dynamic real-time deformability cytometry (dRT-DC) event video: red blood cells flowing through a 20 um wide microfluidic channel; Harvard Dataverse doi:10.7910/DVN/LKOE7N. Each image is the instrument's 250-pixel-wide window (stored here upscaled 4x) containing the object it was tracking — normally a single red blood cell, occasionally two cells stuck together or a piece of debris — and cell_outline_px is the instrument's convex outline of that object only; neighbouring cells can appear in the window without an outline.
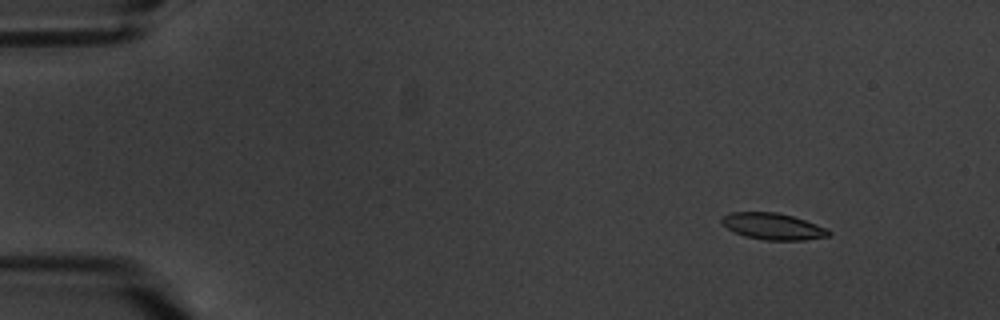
{"species": "common noctule bat (a hibernating species)", "species_latin": "Nyctalus noctula", "temperature_condition": "warm", "stored_images_in_passage": 14, "camera_frame_rate_fps": 3000, "um_per_image_px": 0.085, "animal": {"sex": "male", "body_mass_g": 20.1, "forearm_length_mm": 53.5}, "frame": {"image": 1, "passage_image": 1, "time_ms": 0.0, "image_size_px": [1000, 320], "cell_outline_px": [[832, 232], [828, 236], [804, 240], [764, 240], [744, 236], [728, 228], [720, 220], [720, 216], [732, 212], [776, 212], [792, 216], [828, 228]], "centroid_in_image_um": [65.7, 19.24], "position_along_channel_um": 19.3, "area_um2": 16.47}}
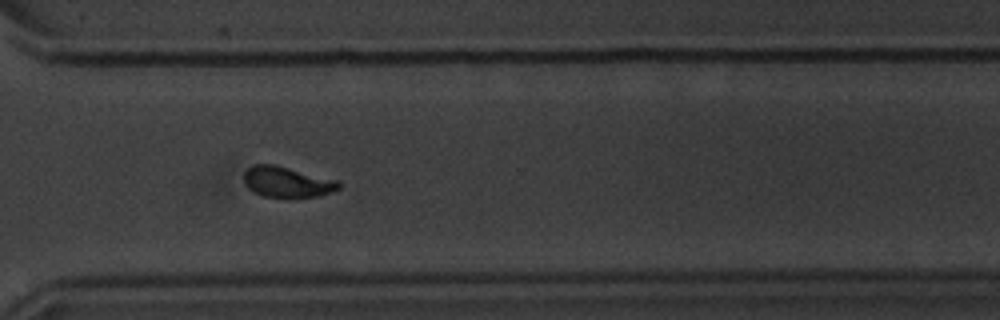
{"frame": {"image": 2, "passage_image": 11, "time_ms": 12.667, "image_size_px": [1000, 320], "cell_outline_px": [[340, 188], [332, 192], [320, 196], [264, 196], [248, 188], [244, 184], [244, 172], [252, 164], [276, 164], [340, 180]], "centroid_in_image_um": [24.43, 15.43], "position_along_channel_um": 346.2, "area_um2": 16.99}}
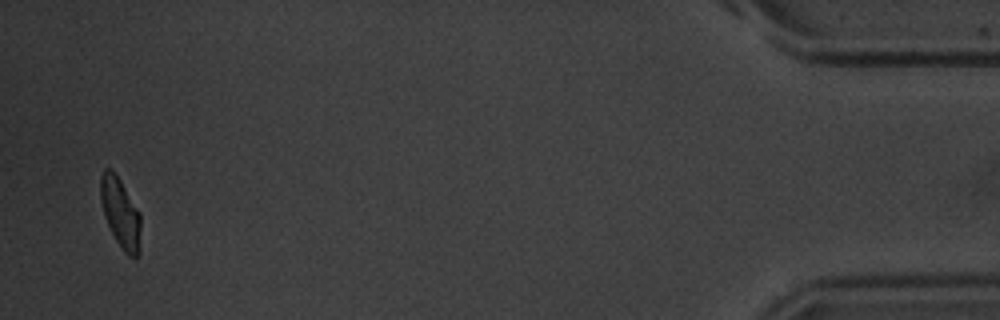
{"frame": {"image": 3, "passage_image": 14, "time_ms": 17.333, "image_size_px": [1000, 320], "cell_outline_px": [[140, 252], [136, 256], [128, 256], [124, 252], [116, 240], [104, 216], [100, 200], [100, 176], [104, 168], [112, 168], [116, 172], [140, 212]], "centroid_in_image_um": [10.23, 18.04], "position_along_channel_um": 425.0, "area_um2": 16.59}, "authors_computed_cell_mechanics": {"area_um2": 17.4267, "velocity_mm_per_s": 3.3837, "shape_relaxation_time_tau1_ms": 2.932, "shape_relaxation_time_tau2_ms": 1.77, "deformation_change_tau1": 0.1391, "deformation_change_tau2": 0.0617}}